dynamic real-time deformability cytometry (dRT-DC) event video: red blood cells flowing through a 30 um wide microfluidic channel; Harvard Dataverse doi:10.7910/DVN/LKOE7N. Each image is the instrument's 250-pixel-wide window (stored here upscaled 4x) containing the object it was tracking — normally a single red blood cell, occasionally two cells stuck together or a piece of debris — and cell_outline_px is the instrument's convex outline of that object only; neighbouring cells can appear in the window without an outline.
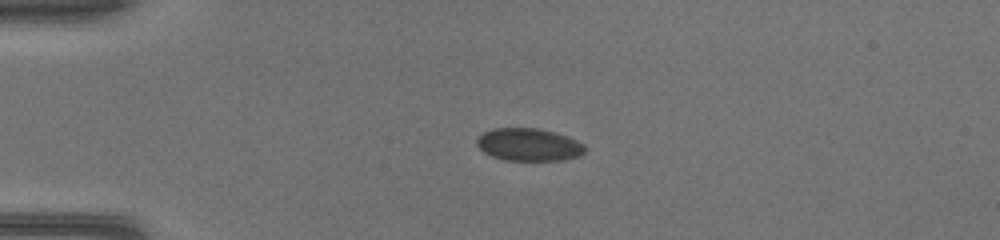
{"species": "common noctule bat (a hibernating species)", "species_latin": "Nyctalus noctula", "temperature_condition": "warm", "stored_images_in_passage": 38, "camera_frame_rate_fps": 3000, "um_per_image_px": 0.085, "animal": {"sex": "female", "body_mass_g": 17.0, "forearm_length_mm": 48.0}, "frame": {"image": 1, "passage_image": 1, "time_ms": 0.0, "image_size_px": [1000, 240], "cell_outline_px": [[584, 152], [580, 156], [564, 160], [504, 160], [492, 156], [484, 152], [476, 144], [476, 140], [484, 132], [492, 128], [536, 128], [552, 132], [576, 140], [584, 144]], "centroid_in_image_um": [44.93, 12.3], "position_along_channel_um": 40.1, "area_um2": 20.35}}
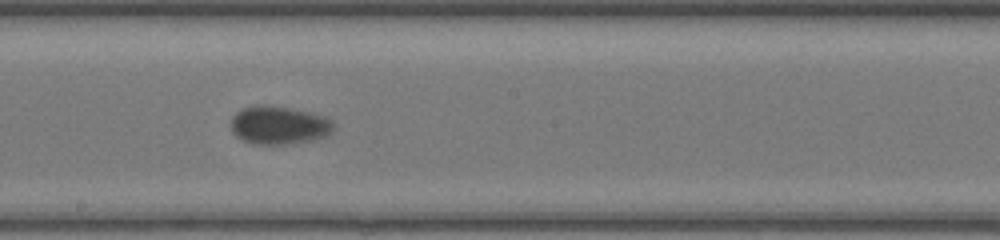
{"frame": {"image": 2, "passage_image": 17, "time_ms": 5.333, "image_size_px": [1000, 240], "cell_outline_px": [[332, 132], [324, 136], [312, 140], [292, 144], [252, 144], [240, 140], [232, 132], [232, 116], [236, 112], [244, 108], [256, 104], [264, 104], [288, 108], [308, 112], [324, 116], [332, 120]], "centroid_in_image_um": [23.67, 10.65], "position_along_channel_um": 224.5, "area_um2": 22.89}}
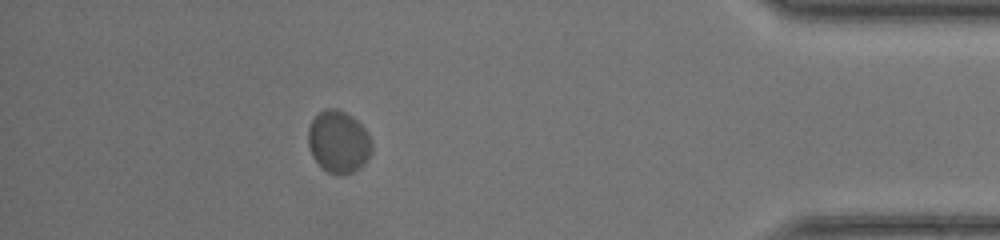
{"frame": {"image": 3, "passage_image": 33, "time_ms": 10.667, "image_size_px": [1000, 240], "cell_outline_px": [[372, 152], [368, 160], [360, 168], [352, 172], [340, 176], [328, 172], [320, 168], [312, 156], [308, 144], [308, 128], [312, 120], [324, 108], [336, 108], [352, 116], [364, 128], [372, 140]], "centroid_in_image_um": [28.78, 12.08], "position_along_channel_um": 406.4, "area_um2": 23.41}}